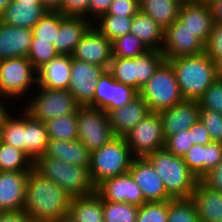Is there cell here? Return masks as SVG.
Here are the masks:
<instances>
[{"label":"cell","instance_id":"obj_1","mask_svg":"<svg viewBox=\"0 0 222 222\" xmlns=\"http://www.w3.org/2000/svg\"><path fill=\"white\" fill-rule=\"evenodd\" d=\"M70 195L53 181L33 169L26 181L24 211L33 221H53L68 215Z\"/></svg>","mask_w":222,"mask_h":222},{"label":"cell","instance_id":"obj_2","mask_svg":"<svg viewBox=\"0 0 222 222\" xmlns=\"http://www.w3.org/2000/svg\"><path fill=\"white\" fill-rule=\"evenodd\" d=\"M173 67L184 100H197L217 80L215 62L205 52L167 60Z\"/></svg>","mask_w":222,"mask_h":222},{"label":"cell","instance_id":"obj_3","mask_svg":"<svg viewBox=\"0 0 222 222\" xmlns=\"http://www.w3.org/2000/svg\"><path fill=\"white\" fill-rule=\"evenodd\" d=\"M33 170L59 185L72 198L95 192V186L86 168L42 155L33 161Z\"/></svg>","mask_w":222,"mask_h":222},{"label":"cell","instance_id":"obj_4","mask_svg":"<svg viewBox=\"0 0 222 222\" xmlns=\"http://www.w3.org/2000/svg\"><path fill=\"white\" fill-rule=\"evenodd\" d=\"M146 158L163 180L167 193L173 199L191 198L199 180L187 167L183 157L162 148L147 155Z\"/></svg>","mask_w":222,"mask_h":222},{"label":"cell","instance_id":"obj_5","mask_svg":"<svg viewBox=\"0 0 222 222\" xmlns=\"http://www.w3.org/2000/svg\"><path fill=\"white\" fill-rule=\"evenodd\" d=\"M133 154L125 137H115L91 152L89 174L96 187L102 181L129 172Z\"/></svg>","mask_w":222,"mask_h":222},{"label":"cell","instance_id":"obj_6","mask_svg":"<svg viewBox=\"0 0 222 222\" xmlns=\"http://www.w3.org/2000/svg\"><path fill=\"white\" fill-rule=\"evenodd\" d=\"M36 88V69L27 57L0 60V97L15 102V109L16 103L24 102Z\"/></svg>","mask_w":222,"mask_h":222},{"label":"cell","instance_id":"obj_7","mask_svg":"<svg viewBox=\"0 0 222 222\" xmlns=\"http://www.w3.org/2000/svg\"><path fill=\"white\" fill-rule=\"evenodd\" d=\"M18 106L37 121L47 122L53 118L77 113L80 105L68 90L37 87Z\"/></svg>","mask_w":222,"mask_h":222},{"label":"cell","instance_id":"obj_8","mask_svg":"<svg viewBox=\"0 0 222 222\" xmlns=\"http://www.w3.org/2000/svg\"><path fill=\"white\" fill-rule=\"evenodd\" d=\"M164 61L162 51L149 50L134 58L113 57L108 71L115 81L132 87L139 93Z\"/></svg>","mask_w":222,"mask_h":222},{"label":"cell","instance_id":"obj_9","mask_svg":"<svg viewBox=\"0 0 222 222\" xmlns=\"http://www.w3.org/2000/svg\"><path fill=\"white\" fill-rule=\"evenodd\" d=\"M139 95L147 103L150 112H160L172 108L184 100L179 90L175 71L166 60L141 88Z\"/></svg>","mask_w":222,"mask_h":222},{"label":"cell","instance_id":"obj_10","mask_svg":"<svg viewBox=\"0 0 222 222\" xmlns=\"http://www.w3.org/2000/svg\"><path fill=\"white\" fill-rule=\"evenodd\" d=\"M78 140L90 151L109 143L113 134L108 114L101 109L80 106L77 110Z\"/></svg>","mask_w":222,"mask_h":222},{"label":"cell","instance_id":"obj_11","mask_svg":"<svg viewBox=\"0 0 222 222\" xmlns=\"http://www.w3.org/2000/svg\"><path fill=\"white\" fill-rule=\"evenodd\" d=\"M125 139L134 157H146L164 148L163 122L159 112H149Z\"/></svg>","mask_w":222,"mask_h":222},{"label":"cell","instance_id":"obj_12","mask_svg":"<svg viewBox=\"0 0 222 222\" xmlns=\"http://www.w3.org/2000/svg\"><path fill=\"white\" fill-rule=\"evenodd\" d=\"M104 67L74 59L71 56V76L68 91L80 106L93 107V97Z\"/></svg>","mask_w":222,"mask_h":222},{"label":"cell","instance_id":"obj_13","mask_svg":"<svg viewBox=\"0 0 222 222\" xmlns=\"http://www.w3.org/2000/svg\"><path fill=\"white\" fill-rule=\"evenodd\" d=\"M165 60L181 56L198 55L205 52V45L193 32L176 19L164 30V42L161 49Z\"/></svg>","mask_w":222,"mask_h":222},{"label":"cell","instance_id":"obj_14","mask_svg":"<svg viewBox=\"0 0 222 222\" xmlns=\"http://www.w3.org/2000/svg\"><path fill=\"white\" fill-rule=\"evenodd\" d=\"M138 95L134 88L115 81L112 74L106 70L98 79L93 108L104 110L108 114L131 102Z\"/></svg>","mask_w":222,"mask_h":222},{"label":"cell","instance_id":"obj_15","mask_svg":"<svg viewBox=\"0 0 222 222\" xmlns=\"http://www.w3.org/2000/svg\"><path fill=\"white\" fill-rule=\"evenodd\" d=\"M71 56L108 70L113 58L112 42L92 25L76 45Z\"/></svg>","mask_w":222,"mask_h":222},{"label":"cell","instance_id":"obj_16","mask_svg":"<svg viewBox=\"0 0 222 222\" xmlns=\"http://www.w3.org/2000/svg\"><path fill=\"white\" fill-rule=\"evenodd\" d=\"M129 173L141 188L146 202H163L173 199L167 193L163 180L146 157H134Z\"/></svg>","mask_w":222,"mask_h":222},{"label":"cell","instance_id":"obj_17","mask_svg":"<svg viewBox=\"0 0 222 222\" xmlns=\"http://www.w3.org/2000/svg\"><path fill=\"white\" fill-rule=\"evenodd\" d=\"M95 192L104 201L126 202L136 206L146 202L141 188L129 172L102 181L95 187Z\"/></svg>","mask_w":222,"mask_h":222},{"label":"cell","instance_id":"obj_18","mask_svg":"<svg viewBox=\"0 0 222 222\" xmlns=\"http://www.w3.org/2000/svg\"><path fill=\"white\" fill-rule=\"evenodd\" d=\"M30 171H0V211L24 209L26 181Z\"/></svg>","mask_w":222,"mask_h":222},{"label":"cell","instance_id":"obj_19","mask_svg":"<svg viewBox=\"0 0 222 222\" xmlns=\"http://www.w3.org/2000/svg\"><path fill=\"white\" fill-rule=\"evenodd\" d=\"M163 122L164 139L188 130L199 121L200 107L197 100H183L172 108L159 112Z\"/></svg>","mask_w":222,"mask_h":222},{"label":"cell","instance_id":"obj_20","mask_svg":"<svg viewBox=\"0 0 222 222\" xmlns=\"http://www.w3.org/2000/svg\"><path fill=\"white\" fill-rule=\"evenodd\" d=\"M178 20L206 45L214 25L209 3L194 2L180 6Z\"/></svg>","mask_w":222,"mask_h":222},{"label":"cell","instance_id":"obj_21","mask_svg":"<svg viewBox=\"0 0 222 222\" xmlns=\"http://www.w3.org/2000/svg\"><path fill=\"white\" fill-rule=\"evenodd\" d=\"M149 112L147 103L140 95L109 112L110 127L115 137H125Z\"/></svg>","mask_w":222,"mask_h":222},{"label":"cell","instance_id":"obj_22","mask_svg":"<svg viewBox=\"0 0 222 222\" xmlns=\"http://www.w3.org/2000/svg\"><path fill=\"white\" fill-rule=\"evenodd\" d=\"M91 26L92 23L84 17H65L60 13L59 29L53 41L57 53L72 55L76 45Z\"/></svg>","mask_w":222,"mask_h":222},{"label":"cell","instance_id":"obj_23","mask_svg":"<svg viewBox=\"0 0 222 222\" xmlns=\"http://www.w3.org/2000/svg\"><path fill=\"white\" fill-rule=\"evenodd\" d=\"M37 87L68 90L71 76V55L59 54L36 70Z\"/></svg>","mask_w":222,"mask_h":222},{"label":"cell","instance_id":"obj_24","mask_svg":"<svg viewBox=\"0 0 222 222\" xmlns=\"http://www.w3.org/2000/svg\"><path fill=\"white\" fill-rule=\"evenodd\" d=\"M32 29L7 25L0 21V60L27 57Z\"/></svg>","mask_w":222,"mask_h":222},{"label":"cell","instance_id":"obj_25","mask_svg":"<svg viewBox=\"0 0 222 222\" xmlns=\"http://www.w3.org/2000/svg\"><path fill=\"white\" fill-rule=\"evenodd\" d=\"M222 159V143L194 144L183 156L190 171L200 180Z\"/></svg>","mask_w":222,"mask_h":222},{"label":"cell","instance_id":"obj_26","mask_svg":"<svg viewBox=\"0 0 222 222\" xmlns=\"http://www.w3.org/2000/svg\"><path fill=\"white\" fill-rule=\"evenodd\" d=\"M47 12L41 1L12 0L0 15V21L10 26L32 29Z\"/></svg>","mask_w":222,"mask_h":222},{"label":"cell","instance_id":"obj_27","mask_svg":"<svg viewBox=\"0 0 222 222\" xmlns=\"http://www.w3.org/2000/svg\"><path fill=\"white\" fill-rule=\"evenodd\" d=\"M43 156L56 158L88 170L91 152L78 139L72 141L49 139Z\"/></svg>","mask_w":222,"mask_h":222},{"label":"cell","instance_id":"obj_28","mask_svg":"<svg viewBox=\"0 0 222 222\" xmlns=\"http://www.w3.org/2000/svg\"><path fill=\"white\" fill-rule=\"evenodd\" d=\"M199 222H222V193L211 190L200 180L191 195Z\"/></svg>","mask_w":222,"mask_h":222},{"label":"cell","instance_id":"obj_29","mask_svg":"<svg viewBox=\"0 0 222 222\" xmlns=\"http://www.w3.org/2000/svg\"><path fill=\"white\" fill-rule=\"evenodd\" d=\"M130 33L142 40L150 50L161 51L164 42V29L149 15L141 11L135 14Z\"/></svg>","mask_w":222,"mask_h":222},{"label":"cell","instance_id":"obj_30","mask_svg":"<svg viewBox=\"0 0 222 222\" xmlns=\"http://www.w3.org/2000/svg\"><path fill=\"white\" fill-rule=\"evenodd\" d=\"M75 222H104L103 200L94 192L71 199L68 213Z\"/></svg>","mask_w":222,"mask_h":222},{"label":"cell","instance_id":"obj_31","mask_svg":"<svg viewBox=\"0 0 222 222\" xmlns=\"http://www.w3.org/2000/svg\"><path fill=\"white\" fill-rule=\"evenodd\" d=\"M17 108H13L5 117L0 128V139L25 152V111L18 105Z\"/></svg>","mask_w":222,"mask_h":222},{"label":"cell","instance_id":"obj_32","mask_svg":"<svg viewBox=\"0 0 222 222\" xmlns=\"http://www.w3.org/2000/svg\"><path fill=\"white\" fill-rule=\"evenodd\" d=\"M48 141L46 124L32 119L25 112V153L32 161L44 154Z\"/></svg>","mask_w":222,"mask_h":222},{"label":"cell","instance_id":"obj_33","mask_svg":"<svg viewBox=\"0 0 222 222\" xmlns=\"http://www.w3.org/2000/svg\"><path fill=\"white\" fill-rule=\"evenodd\" d=\"M139 6L164 30L178 19L180 5L172 0H140Z\"/></svg>","mask_w":222,"mask_h":222},{"label":"cell","instance_id":"obj_34","mask_svg":"<svg viewBox=\"0 0 222 222\" xmlns=\"http://www.w3.org/2000/svg\"><path fill=\"white\" fill-rule=\"evenodd\" d=\"M133 16L103 14L92 25L111 42L130 33Z\"/></svg>","mask_w":222,"mask_h":222},{"label":"cell","instance_id":"obj_35","mask_svg":"<svg viewBox=\"0 0 222 222\" xmlns=\"http://www.w3.org/2000/svg\"><path fill=\"white\" fill-rule=\"evenodd\" d=\"M32 159L22 150L0 140V171H31Z\"/></svg>","mask_w":222,"mask_h":222},{"label":"cell","instance_id":"obj_36","mask_svg":"<svg viewBox=\"0 0 222 222\" xmlns=\"http://www.w3.org/2000/svg\"><path fill=\"white\" fill-rule=\"evenodd\" d=\"M45 124L49 139L67 141L78 139L77 113L53 118Z\"/></svg>","mask_w":222,"mask_h":222},{"label":"cell","instance_id":"obj_37","mask_svg":"<svg viewBox=\"0 0 222 222\" xmlns=\"http://www.w3.org/2000/svg\"><path fill=\"white\" fill-rule=\"evenodd\" d=\"M139 206L103 200L104 222H136Z\"/></svg>","mask_w":222,"mask_h":222},{"label":"cell","instance_id":"obj_38","mask_svg":"<svg viewBox=\"0 0 222 222\" xmlns=\"http://www.w3.org/2000/svg\"><path fill=\"white\" fill-rule=\"evenodd\" d=\"M167 222H199L192 198H177L168 201Z\"/></svg>","mask_w":222,"mask_h":222},{"label":"cell","instance_id":"obj_39","mask_svg":"<svg viewBox=\"0 0 222 222\" xmlns=\"http://www.w3.org/2000/svg\"><path fill=\"white\" fill-rule=\"evenodd\" d=\"M149 50L142 40L131 33L112 41L113 57L134 58Z\"/></svg>","mask_w":222,"mask_h":222},{"label":"cell","instance_id":"obj_40","mask_svg":"<svg viewBox=\"0 0 222 222\" xmlns=\"http://www.w3.org/2000/svg\"><path fill=\"white\" fill-rule=\"evenodd\" d=\"M60 25V12L48 11L32 28V37H37L39 40L55 41L56 32Z\"/></svg>","mask_w":222,"mask_h":222},{"label":"cell","instance_id":"obj_41","mask_svg":"<svg viewBox=\"0 0 222 222\" xmlns=\"http://www.w3.org/2000/svg\"><path fill=\"white\" fill-rule=\"evenodd\" d=\"M58 55L59 54L55 50L53 43H50V41L39 40L37 37H32L27 58L31 61L36 70Z\"/></svg>","mask_w":222,"mask_h":222},{"label":"cell","instance_id":"obj_42","mask_svg":"<svg viewBox=\"0 0 222 222\" xmlns=\"http://www.w3.org/2000/svg\"><path fill=\"white\" fill-rule=\"evenodd\" d=\"M168 201L145 202L138 209L136 222H167Z\"/></svg>","mask_w":222,"mask_h":222},{"label":"cell","instance_id":"obj_43","mask_svg":"<svg viewBox=\"0 0 222 222\" xmlns=\"http://www.w3.org/2000/svg\"><path fill=\"white\" fill-rule=\"evenodd\" d=\"M199 107L222 114V80H216L198 99Z\"/></svg>","mask_w":222,"mask_h":222},{"label":"cell","instance_id":"obj_44","mask_svg":"<svg viewBox=\"0 0 222 222\" xmlns=\"http://www.w3.org/2000/svg\"><path fill=\"white\" fill-rule=\"evenodd\" d=\"M199 120L208 130L212 142L222 143V114L200 108Z\"/></svg>","mask_w":222,"mask_h":222},{"label":"cell","instance_id":"obj_45","mask_svg":"<svg viewBox=\"0 0 222 222\" xmlns=\"http://www.w3.org/2000/svg\"><path fill=\"white\" fill-rule=\"evenodd\" d=\"M193 145L188 129L167 137L164 148L176 156L183 157Z\"/></svg>","mask_w":222,"mask_h":222},{"label":"cell","instance_id":"obj_46","mask_svg":"<svg viewBox=\"0 0 222 222\" xmlns=\"http://www.w3.org/2000/svg\"><path fill=\"white\" fill-rule=\"evenodd\" d=\"M205 53L214 62L222 57V23L214 22L212 31L205 45Z\"/></svg>","mask_w":222,"mask_h":222},{"label":"cell","instance_id":"obj_47","mask_svg":"<svg viewBox=\"0 0 222 222\" xmlns=\"http://www.w3.org/2000/svg\"><path fill=\"white\" fill-rule=\"evenodd\" d=\"M89 3L90 0H63L58 12L65 17H84L88 19Z\"/></svg>","mask_w":222,"mask_h":222},{"label":"cell","instance_id":"obj_48","mask_svg":"<svg viewBox=\"0 0 222 222\" xmlns=\"http://www.w3.org/2000/svg\"><path fill=\"white\" fill-rule=\"evenodd\" d=\"M140 11L138 0H113L106 14L134 16Z\"/></svg>","mask_w":222,"mask_h":222},{"label":"cell","instance_id":"obj_49","mask_svg":"<svg viewBox=\"0 0 222 222\" xmlns=\"http://www.w3.org/2000/svg\"><path fill=\"white\" fill-rule=\"evenodd\" d=\"M200 181L211 190L222 193V159Z\"/></svg>","mask_w":222,"mask_h":222},{"label":"cell","instance_id":"obj_50","mask_svg":"<svg viewBox=\"0 0 222 222\" xmlns=\"http://www.w3.org/2000/svg\"><path fill=\"white\" fill-rule=\"evenodd\" d=\"M113 0H90L88 8V20L93 23L100 16L106 14Z\"/></svg>","mask_w":222,"mask_h":222},{"label":"cell","instance_id":"obj_51","mask_svg":"<svg viewBox=\"0 0 222 222\" xmlns=\"http://www.w3.org/2000/svg\"><path fill=\"white\" fill-rule=\"evenodd\" d=\"M189 133L194 144L206 145L212 142L208 130L200 120L189 128Z\"/></svg>","mask_w":222,"mask_h":222},{"label":"cell","instance_id":"obj_52","mask_svg":"<svg viewBox=\"0 0 222 222\" xmlns=\"http://www.w3.org/2000/svg\"><path fill=\"white\" fill-rule=\"evenodd\" d=\"M29 215L23 210L3 212L0 222H30Z\"/></svg>","mask_w":222,"mask_h":222},{"label":"cell","instance_id":"obj_53","mask_svg":"<svg viewBox=\"0 0 222 222\" xmlns=\"http://www.w3.org/2000/svg\"><path fill=\"white\" fill-rule=\"evenodd\" d=\"M7 101V102H6ZM14 103H12L10 100L6 99V98H2L0 97V128L3 124V121L5 119V117L11 112V110L14 108L12 105ZM12 108H11V107ZM11 108V109H10Z\"/></svg>","mask_w":222,"mask_h":222},{"label":"cell","instance_id":"obj_54","mask_svg":"<svg viewBox=\"0 0 222 222\" xmlns=\"http://www.w3.org/2000/svg\"><path fill=\"white\" fill-rule=\"evenodd\" d=\"M214 22L222 23V0H212L210 3Z\"/></svg>","mask_w":222,"mask_h":222},{"label":"cell","instance_id":"obj_55","mask_svg":"<svg viewBox=\"0 0 222 222\" xmlns=\"http://www.w3.org/2000/svg\"><path fill=\"white\" fill-rule=\"evenodd\" d=\"M41 2L48 11L58 12L61 9L63 0H41Z\"/></svg>","mask_w":222,"mask_h":222},{"label":"cell","instance_id":"obj_56","mask_svg":"<svg viewBox=\"0 0 222 222\" xmlns=\"http://www.w3.org/2000/svg\"><path fill=\"white\" fill-rule=\"evenodd\" d=\"M216 76L218 80H222V57L215 61Z\"/></svg>","mask_w":222,"mask_h":222},{"label":"cell","instance_id":"obj_57","mask_svg":"<svg viewBox=\"0 0 222 222\" xmlns=\"http://www.w3.org/2000/svg\"><path fill=\"white\" fill-rule=\"evenodd\" d=\"M11 2L12 0H0V15L6 10Z\"/></svg>","mask_w":222,"mask_h":222},{"label":"cell","instance_id":"obj_58","mask_svg":"<svg viewBox=\"0 0 222 222\" xmlns=\"http://www.w3.org/2000/svg\"><path fill=\"white\" fill-rule=\"evenodd\" d=\"M52 222H75L73 220V218L68 214V215H65V216H62L56 220H53Z\"/></svg>","mask_w":222,"mask_h":222},{"label":"cell","instance_id":"obj_59","mask_svg":"<svg viewBox=\"0 0 222 222\" xmlns=\"http://www.w3.org/2000/svg\"><path fill=\"white\" fill-rule=\"evenodd\" d=\"M172 1L176 2L180 6L194 3L192 0H172Z\"/></svg>","mask_w":222,"mask_h":222},{"label":"cell","instance_id":"obj_60","mask_svg":"<svg viewBox=\"0 0 222 222\" xmlns=\"http://www.w3.org/2000/svg\"><path fill=\"white\" fill-rule=\"evenodd\" d=\"M193 2H199V3H210L211 0H192Z\"/></svg>","mask_w":222,"mask_h":222},{"label":"cell","instance_id":"obj_61","mask_svg":"<svg viewBox=\"0 0 222 222\" xmlns=\"http://www.w3.org/2000/svg\"><path fill=\"white\" fill-rule=\"evenodd\" d=\"M30 222H52V221H33V220H31Z\"/></svg>","mask_w":222,"mask_h":222},{"label":"cell","instance_id":"obj_62","mask_svg":"<svg viewBox=\"0 0 222 222\" xmlns=\"http://www.w3.org/2000/svg\"><path fill=\"white\" fill-rule=\"evenodd\" d=\"M18 1H41V0H18Z\"/></svg>","mask_w":222,"mask_h":222}]
</instances>
